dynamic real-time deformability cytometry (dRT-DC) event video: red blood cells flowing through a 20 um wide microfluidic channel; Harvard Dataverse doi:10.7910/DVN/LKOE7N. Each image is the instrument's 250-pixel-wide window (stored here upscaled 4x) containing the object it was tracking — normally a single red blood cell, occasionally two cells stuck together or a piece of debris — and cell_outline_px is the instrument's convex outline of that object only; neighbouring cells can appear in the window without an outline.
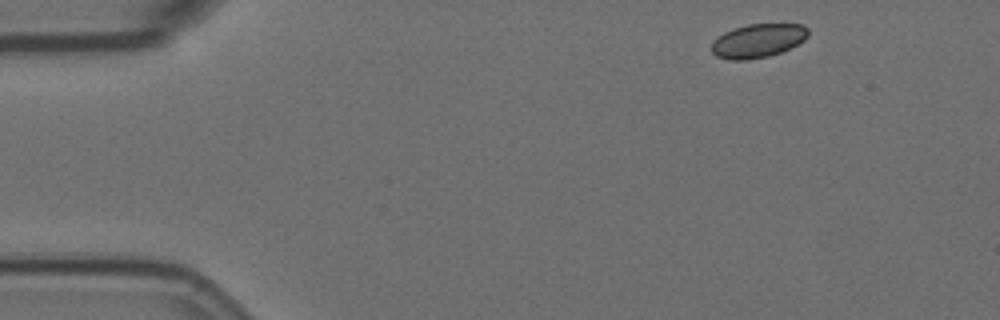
{"species": "Egyptian fruit bat (a non-hibernating species)", "species_latin": "Rousettus aegyptiacus", "temperature_condition": "room temperature", "stored_images_in_passage": 6, "camera_frame_rate_fps": 3000, "um_per_image_px": 0.085, "animal": {"sex": "female"}, "frame": {"image": 1, "passage_image": 1, "time_ms": 0.0, "image_size_px": [1000, 320], "cell_outline_px": [[808, 36], [804, 40], [780, 52], [768, 56], [748, 60], [728, 60], [716, 56], [712, 52], [712, 40], [724, 32], [732, 28], [748, 24], [804, 24], [808, 28]], "centroid_in_image_um": [64.39, 3.45], "position_along_channel_um": 20.6, "area_um2": 19.07}}
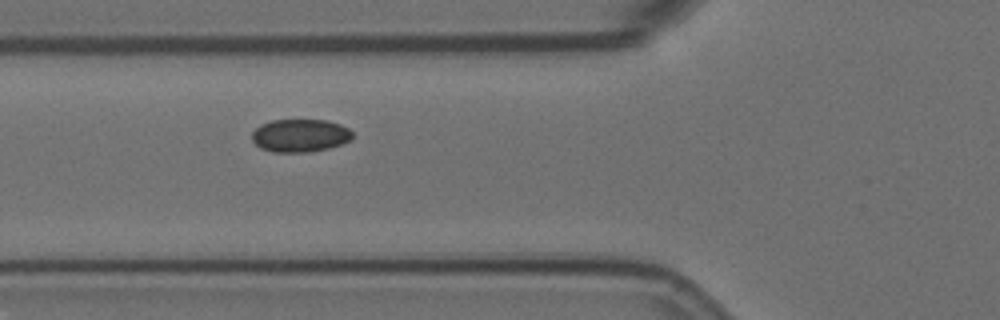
{"frame": {"image": 2, "passage_image": 5, "time_ms": 1.333, "image_size_px": [1000, 320], "cell_outline_px": [[352, 140], [328, 148], [308, 152], [272, 152], [260, 148], [252, 140], [252, 132], [260, 124], [272, 120], [328, 120], [340, 124], [348, 128], [352, 132]], "centroid_in_image_um": [25.5, 11.52], "position_along_channel_um": 100.3, "area_um2": 19.36}}
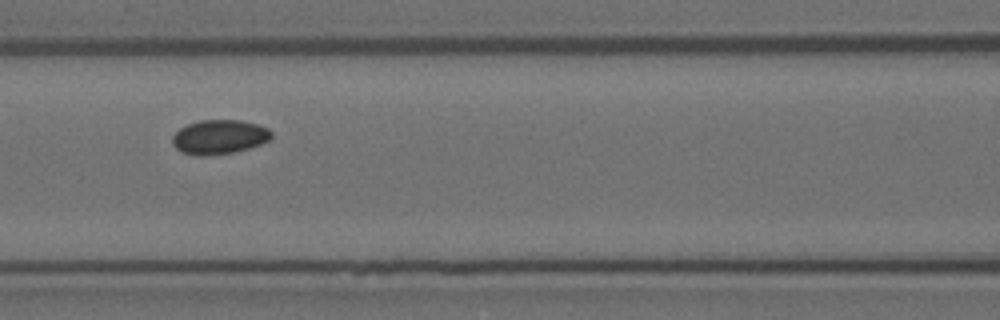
{"frame": {"image": 3, "passage_image": 6, "time_ms": 1.667, "image_size_px": [1000, 320], "cell_outline_px": [[272, 136], [268, 140], [260, 144], [248, 148], [232, 152], [204, 156], [200, 156], [184, 152], [176, 148], [172, 144], [172, 136], [180, 128], [188, 124], [200, 120], [240, 120], [256, 124], [268, 128], [272, 132]], "centroid_in_image_um": [18.63, 11.63], "position_along_channel_um": 148.0, "area_um2": 19.59}}